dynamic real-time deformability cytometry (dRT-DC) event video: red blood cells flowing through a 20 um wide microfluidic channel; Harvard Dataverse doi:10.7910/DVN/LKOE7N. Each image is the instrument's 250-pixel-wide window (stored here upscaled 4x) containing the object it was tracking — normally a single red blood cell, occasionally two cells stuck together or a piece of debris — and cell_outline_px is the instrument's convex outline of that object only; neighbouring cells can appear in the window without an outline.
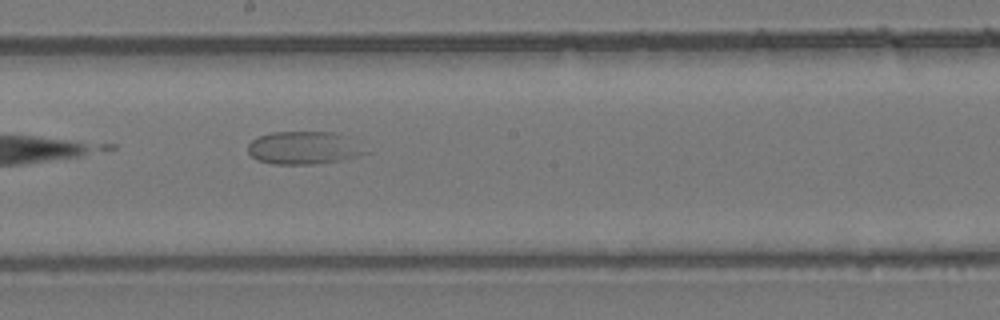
{"species": "common noctule bat (a hibernating species)", "species_latin": "Nyctalus noctula", "temperature_condition": "room temperature", "stored_images_in_passage": 7, "camera_frame_rate_fps": 3000, "um_per_image_px": 0.085, "animal": {"sex": "female", "body_mass_g": 24.6, "forearm_length_mm": 56.2}, "frame": {"image": 1, "passage_image": 7, "time_ms": 7.667, "image_size_px": [1000, 320], "cell_outline_px": [[372, 152], [360, 156], [340, 160], [312, 164], [272, 164], [256, 160], [248, 152], [248, 144], [256, 136], [272, 132], [336, 132], [348, 136]], "centroid_in_image_um": [25.86, 12.56], "position_along_channel_um": 222.3, "area_um2": 22.89}}